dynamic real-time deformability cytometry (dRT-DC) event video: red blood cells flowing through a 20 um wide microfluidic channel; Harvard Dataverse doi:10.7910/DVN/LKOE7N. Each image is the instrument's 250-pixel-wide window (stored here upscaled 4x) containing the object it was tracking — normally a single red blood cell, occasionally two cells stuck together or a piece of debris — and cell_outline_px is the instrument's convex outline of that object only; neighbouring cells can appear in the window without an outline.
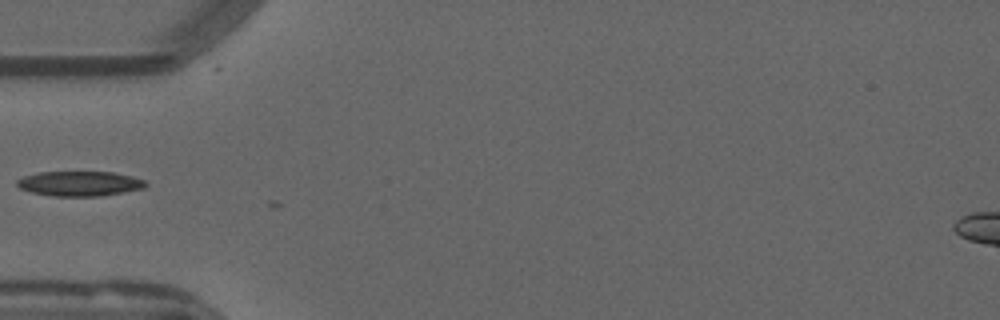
{"species": "common noctule bat (a hibernating species)", "species_latin": "Nyctalus noctula", "temperature_condition": "warm", "stored_images_in_passage": 3, "camera_frame_rate_fps": 3000, "um_per_image_px": 0.085, "animal": {"sex": "male", "forearm_length_mm": 52.5}, "frame": {"image": 1, "passage_image": 1, "time_ms": 0.0, "image_size_px": [1000, 320], "cell_outline_px": [[148, 184], [144, 188], [124, 192], [100, 196], [52, 196], [32, 192], [20, 188], [16, 184], [16, 180], [24, 176], [40, 172], [112, 172], [132, 176], [144, 180]], "centroid_in_image_um": [6.78, 15.6], "position_along_channel_um": 78.2, "area_um2": 18.61}}